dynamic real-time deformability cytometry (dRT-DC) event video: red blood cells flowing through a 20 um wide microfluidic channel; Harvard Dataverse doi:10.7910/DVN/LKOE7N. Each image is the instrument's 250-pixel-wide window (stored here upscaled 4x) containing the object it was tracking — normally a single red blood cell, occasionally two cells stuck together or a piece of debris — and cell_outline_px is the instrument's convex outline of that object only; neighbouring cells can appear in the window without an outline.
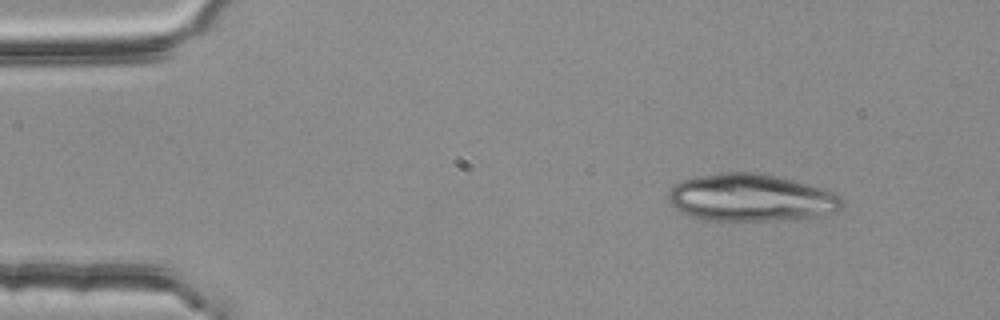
{"species": "common noctule bat (a hibernating species)", "species_latin": "Nyctalus noctula", "temperature_condition": "room temperature", "stored_images_in_passage": 3, "camera_frame_rate_fps": 3000, "um_per_image_px": 0.085, "animal": {"sex": "female", "body_mass_g": 25.1}, "frame": {"image": 1, "passage_image": 1, "time_ms": 0.0, "image_size_px": [1000, 320], "cell_outline_px": [[844, 204], [836, 212], [816, 216], [772, 220], [712, 220], [692, 216], [676, 208], [668, 200], [668, 192], [680, 180], [696, 176], [724, 172], [752, 172], [792, 180], [824, 188], [840, 196], [844, 200]], "centroid_in_image_um": [63.84, 16.79], "position_along_channel_um": 21.2, "area_um2": 47.4}}